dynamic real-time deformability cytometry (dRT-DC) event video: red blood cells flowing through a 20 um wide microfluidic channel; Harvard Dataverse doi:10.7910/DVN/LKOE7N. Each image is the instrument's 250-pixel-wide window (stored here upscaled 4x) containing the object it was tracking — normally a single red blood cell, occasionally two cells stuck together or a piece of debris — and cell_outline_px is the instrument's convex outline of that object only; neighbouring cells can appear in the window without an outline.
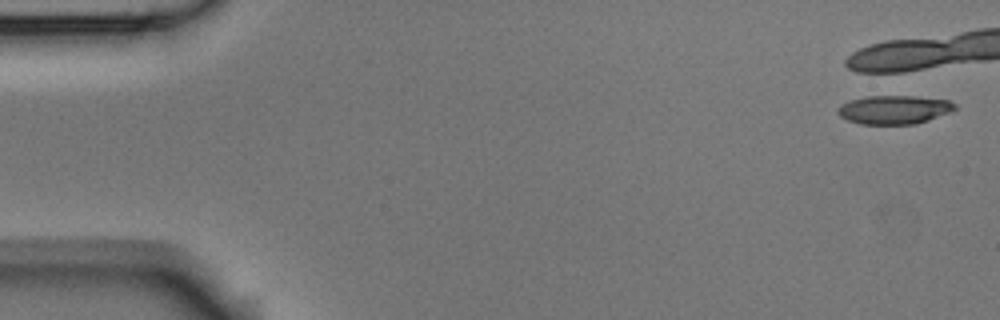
{"species": "Egyptian fruit bat (a non-hibernating species)", "species_latin": "Rousettus aegyptiacus", "temperature_condition": "room temperature", "stored_images_in_passage": 6, "camera_frame_rate_fps": 3000, "um_per_image_px": 0.085, "animal": {"sex": "male"}, "frame": {"image": 1, "passage_image": 1, "time_ms": 0.0, "image_size_px": [1000, 320], "cell_outline_px": [[956, 108], [948, 112], [928, 120], [916, 124], [860, 124], [848, 120], [840, 116], [836, 112], [844, 104], [852, 100], [868, 96], [916, 96], [948, 100], [956, 104]], "centroid_in_image_um": [76.02, 9.32], "position_along_channel_um": 9.0, "area_um2": 19.25}}